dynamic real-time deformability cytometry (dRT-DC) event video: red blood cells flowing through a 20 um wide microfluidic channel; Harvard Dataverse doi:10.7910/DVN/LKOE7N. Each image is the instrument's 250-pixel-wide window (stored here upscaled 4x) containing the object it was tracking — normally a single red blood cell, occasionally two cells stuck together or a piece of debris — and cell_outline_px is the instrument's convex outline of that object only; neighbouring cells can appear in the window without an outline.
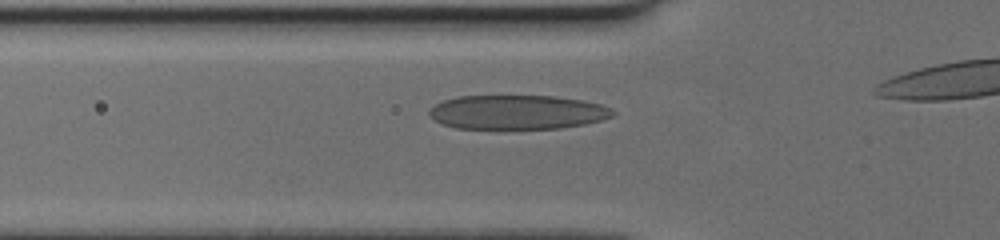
{"species": "human", "species_latin": "Homo sapiens", "temperature_condition": "cold", "stored_images_in_passage": 26, "camera_frame_rate_fps": 3000, "um_per_image_px": 0.085, "donor": {"sex": "female"}, "frame": {"image": 1, "passage_image": 2, "time_ms": 0.333, "image_size_px": [1000, 240], "cell_outline_px": [[616, 112], [612, 116], [600, 120], [584, 124], [560, 128], [456, 128], [444, 124], [436, 120], [428, 112], [428, 108], [444, 100], [456, 96], [556, 96], [580, 100], [600, 104], [612, 108]], "centroid_in_image_um": [43.98, 9.52], "position_along_channel_um": 81.8, "area_um2": 36.36}}
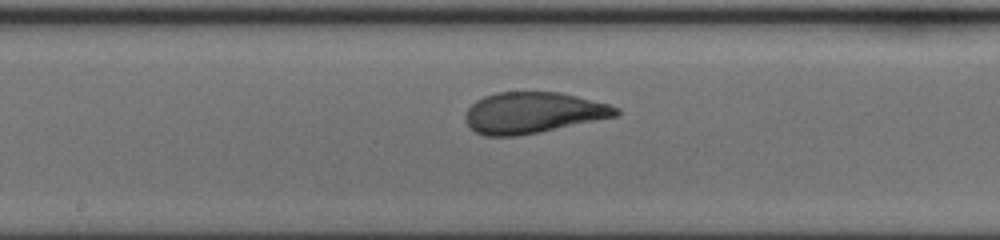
{"frame": {"image": 2, "passage_image": 11, "time_ms": 3.333, "image_size_px": [1000, 240], "cell_outline_px": [[620, 112], [616, 116], [540, 132], [516, 136], [484, 136], [468, 128], [464, 120], [464, 116], [468, 108], [476, 100], [484, 96], [496, 92], [560, 92], [608, 104], [620, 108]], "centroid_in_image_um": [45.25, 9.59], "position_along_channel_um": 202.9, "area_um2": 36.13}}
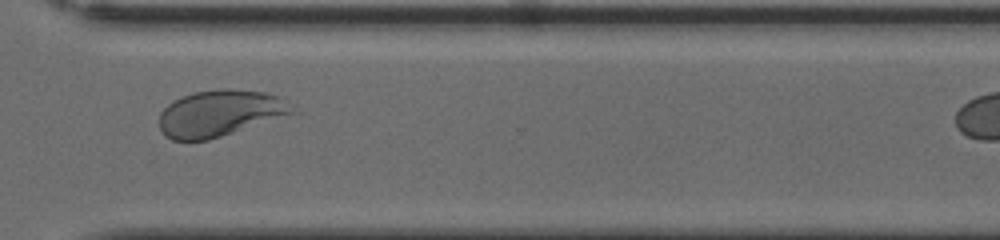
{"frame": {"image": 3, "passage_image": 22, "time_ms": 7.0, "image_size_px": [1000, 240], "cell_outline_px": [[300, 112], [208, 140], [172, 140], [164, 136], [160, 128], [160, 112], [168, 104], [184, 96], [196, 92], [224, 88], [228, 88], [268, 92], [276, 96]], "centroid_in_image_um": [18.71, 9.63], "position_along_channel_um": 351.9, "area_um2": 35.78}}